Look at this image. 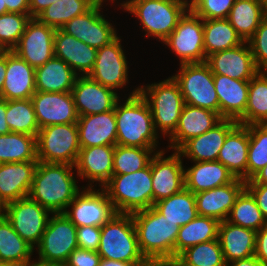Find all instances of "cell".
I'll return each mask as SVG.
<instances>
[{
    "instance_id": "44",
    "label": "cell",
    "mask_w": 267,
    "mask_h": 266,
    "mask_svg": "<svg viewBox=\"0 0 267 266\" xmlns=\"http://www.w3.org/2000/svg\"><path fill=\"white\" fill-rule=\"evenodd\" d=\"M176 258L182 266H226L218 239L191 246Z\"/></svg>"
},
{
    "instance_id": "43",
    "label": "cell",
    "mask_w": 267,
    "mask_h": 266,
    "mask_svg": "<svg viewBox=\"0 0 267 266\" xmlns=\"http://www.w3.org/2000/svg\"><path fill=\"white\" fill-rule=\"evenodd\" d=\"M226 221L256 232L267 224L255 198L246 188L237 197Z\"/></svg>"
},
{
    "instance_id": "48",
    "label": "cell",
    "mask_w": 267,
    "mask_h": 266,
    "mask_svg": "<svg viewBox=\"0 0 267 266\" xmlns=\"http://www.w3.org/2000/svg\"><path fill=\"white\" fill-rule=\"evenodd\" d=\"M236 0H189V9L202 18L225 19Z\"/></svg>"
},
{
    "instance_id": "16",
    "label": "cell",
    "mask_w": 267,
    "mask_h": 266,
    "mask_svg": "<svg viewBox=\"0 0 267 266\" xmlns=\"http://www.w3.org/2000/svg\"><path fill=\"white\" fill-rule=\"evenodd\" d=\"M164 154L157 150L151 158L153 205L185 188L182 156L177 150L166 158Z\"/></svg>"
},
{
    "instance_id": "61",
    "label": "cell",
    "mask_w": 267,
    "mask_h": 266,
    "mask_svg": "<svg viewBox=\"0 0 267 266\" xmlns=\"http://www.w3.org/2000/svg\"><path fill=\"white\" fill-rule=\"evenodd\" d=\"M246 184H267V164L260 169Z\"/></svg>"
},
{
    "instance_id": "50",
    "label": "cell",
    "mask_w": 267,
    "mask_h": 266,
    "mask_svg": "<svg viewBox=\"0 0 267 266\" xmlns=\"http://www.w3.org/2000/svg\"><path fill=\"white\" fill-rule=\"evenodd\" d=\"M76 237L78 248L97 252L100 245L101 228L97 226L77 227Z\"/></svg>"
},
{
    "instance_id": "17",
    "label": "cell",
    "mask_w": 267,
    "mask_h": 266,
    "mask_svg": "<svg viewBox=\"0 0 267 266\" xmlns=\"http://www.w3.org/2000/svg\"><path fill=\"white\" fill-rule=\"evenodd\" d=\"M117 36L108 45L97 49L95 64L89 77L111 89L122 88L128 82V64Z\"/></svg>"
},
{
    "instance_id": "7",
    "label": "cell",
    "mask_w": 267,
    "mask_h": 266,
    "mask_svg": "<svg viewBox=\"0 0 267 266\" xmlns=\"http://www.w3.org/2000/svg\"><path fill=\"white\" fill-rule=\"evenodd\" d=\"M139 93L148 103L152 113L154 129L171 135L179 121L185 105L178 83L173 77L151 85L138 86ZM149 97V98H148ZM168 133V134H167Z\"/></svg>"
},
{
    "instance_id": "49",
    "label": "cell",
    "mask_w": 267,
    "mask_h": 266,
    "mask_svg": "<svg viewBox=\"0 0 267 266\" xmlns=\"http://www.w3.org/2000/svg\"><path fill=\"white\" fill-rule=\"evenodd\" d=\"M257 68L267 69V17L265 16L254 35L247 41Z\"/></svg>"
},
{
    "instance_id": "32",
    "label": "cell",
    "mask_w": 267,
    "mask_h": 266,
    "mask_svg": "<svg viewBox=\"0 0 267 266\" xmlns=\"http://www.w3.org/2000/svg\"><path fill=\"white\" fill-rule=\"evenodd\" d=\"M235 176L219 161L195 162L184 169L185 188L196 194L231 183Z\"/></svg>"
},
{
    "instance_id": "40",
    "label": "cell",
    "mask_w": 267,
    "mask_h": 266,
    "mask_svg": "<svg viewBox=\"0 0 267 266\" xmlns=\"http://www.w3.org/2000/svg\"><path fill=\"white\" fill-rule=\"evenodd\" d=\"M35 250L13 229L6 217H0V261L31 263Z\"/></svg>"
},
{
    "instance_id": "54",
    "label": "cell",
    "mask_w": 267,
    "mask_h": 266,
    "mask_svg": "<svg viewBox=\"0 0 267 266\" xmlns=\"http://www.w3.org/2000/svg\"><path fill=\"white\" fill-rule=\"evenodd\" d=\"M7 11L19 14H30L29 0H4Z\"/></svg>"
},
{
    "instance_id": "15",
    "label": "cell",
    "mask_w": 267,
    "mask_h": 266,
    "mask_svg": "<svg viewBox=\"0 0 267 266\" xmlns=\"http://www.w3.org/2000/svg\"><path fill=\"white\" fill-rule=\"evenodd\" d=\"M55 31L37 18H31L12 51L36 69L54 56Z\"/></svg>"
},
{
    "instance_id": "13",
    "label": "cell",
    "mask_w": 267,
    "mask_h": 266,
    "mask_svg": "<svg viewBox=\"0 0 267 266\" xmlns=\"http://www.w3.org/2000/svg\"><path fill=\"white\" fill-rule=\"evenodd\" d=\"M50 213L27 196L7 203L5 217L20 237L34 248L42 239Z\"/></svg>"
},
{
    "instance_id": "33",
    "label": "cell",
    "mask_w": 267,
    "mask_h": 266,
    "mask_svg": "<svg viewBox=\"0 0 267 266\" xmlns=\"http://www.w3.org/2000/svg\"><path fill=\"white\" fill-rule=\"evenodd\" d=\"M78 75L60 58L53 56L35 69L36 91L72 92Z\"/></svg>"
},
{
    "instance_id": "27",
    "label": "cell",
    "mask_w": 267,
    "mask_h": 266,
    "mask_svg": "<svg viewBox=\"0 0 267 266\" xmlns=\"http://www.w3.org/2000/svg\"><path fill=\"white\" fill-rule=\"evenodd\" d=\"M77 128L81 148L116 145L115 108L104 113L79 116Z\"/></svg>"
},
{
    "instance_id": "64",
    "label": "cell",
    "mask_w": 267,
    "mask_h": 266,
    "mask_svg": "<svg viewBox=\"0 0 267 266\" xmlns=\"http://www.w3.org/2000/svg\"><path fill=\"white\" fill-rule=\"evenodd\" d=\"M6 4H4V0H0V15L7 13Z\"/></svg>"
},
{
    "instance_id": "38",
    "label": "cell",
    "mask_w": 267,
    "mask_h": 266,
    "mask_svg": "<svg viewBox=\"0 0 267 266\" xmlns=\"http://www.w3.org/2000/svg\"><path fill=\"white\" fill-rule=\"evenodd\" d=\"M267 123V74L259 71L249 80L248 101L240 125Z\"/></svg>"
},
{
    "instance_id": "11",
    "label": "cell",
    "mask_w": 267,
    "mask_h": 266,
    "mask_svg": "<svg viewBox=\"0 0 267 266\" xmlns=\"http://www.w3.org/2000/svg\"><path fill=\"white\" fill-rule=\"evenodd\" d=\"M89 184V188L79 192L69 203L68 208L72 206V210H65L64 214L76 227L97 226L101 228L118 212L103 188L101 191L99 189L95 191L92 184Z\"/></svg>"
},
{
    "instance_id": "8",
    "label": "cell",
    "mask_w": 267,
    "mask_h": 266,
    "mask_svg": "<svg viewBox=\"0 0 267 266\" xmlns=\"http://www.w3.org/2000/svg\"><path fill=\"white\" fill-rule=\"evenodd\" d=\"M36 147L38 161L74 166L81 149L77 123L41 128L36 137Z\"/></svg>"
},
{
    "instance_id": "66",
    "label": "cell",
    "mask_w": 267,
    "mask_h": 266,
    "mask_svg": "<svg viewBox=\"0 0 267 266\" xmlns=\"http://www.w3.org/2000/svg\"><path fill=\"white\" fill-rule=\"evenodd\" d=\"M265 16L267 17V1L265 2Z\"/></svg>"
},
{
    "instance_id": "6",
    "label": "cell",
    "mask_w": 267,
    "mask_h": 266,
    "mask_svg": "<svg viewBox=\"0 0 267 266\" xmlns=\"http://www.w3.org/2000/svg\"><path fill=\"white\" fill-rule=\"evenodd\" d=\"M97 253L104 259L146 262L141 253L132 214L118 213L101 227Z\"/></svg>"
},
{
    "instance_id": "21",
    "label": "cell",
    "mask_w": 267,
    "mask_h": 266,
    "mask_svg": "<svg viewBox=\"0 0 267 266\" xmlns=\"http://www.w3.org/2000/svg\"><path fill=\"white\" fill-rule=\"evenodd\" d=\"M237 125V121L222 119L212 129L186 141L177 151L194 162L217 161L226 136Z\"/></svg>"
},
{
    "instance_id": "57",
    "label": "cell",
    "mask_w": 267,
    "mask_h": 266,
    "mask_svg": "<svg viewBox=\"0 0 267 266\" xmlns=\"http://www.w3.org/2000/svg\"><path fill=\"white\" fill-rule=\"evenodd\" d=\"M6 100L0 99V135L11 133L6 121Z\"/></svg>"
},
{
    "instance_id": "45",
    "label": "cell",
    "mask_w": 267,
    "mask_h": 266,
    "mask_svg": "<svg viewBox=\"0 0 267 266\" xmlns=\"http://www.w3.org/2000/svg\"><path fill=\"white\" fill-rule=\"evenodd\" d=\"M154 150L156 148L115 145L113 174L133 173L145 168L150 163Z\"/></svg>"
},
{
    "instance_id": "46",
    "label": "cell",
    "mask_w": 267,
    "mask_h": 266,
    "mask_svg": "<svg viewBox=\"0 0 267 266\" xmlns=\"http://www.w3.org/2000/svg\"><path fill=\"white\" fill-rule=\"evenodd\" d=\"M247 180L267 164V124H250Z\"/></svg>"
},
{
    "instance_id": "51",
    "label": "cell",
    "mask_w": 267,
    "mask_h": 266,
    "mask_svg": "<svg viewBox=\"0 0 267 266\" xmlns=\"http://www.w3.org/2000/svg\"><path fill=\"white\" fill-rule=\"evenodd\" d=\"M101 259L96 251L77 248L70 253L63 266H99Z\"/></svg>"
},
{
    "instance_id": "12",
    "label": "cell",
    "mask_w": 267,
    "mask_h": 266,
    "mask_svg": "<svg viewBox=\"0 0 267 266\" xmlns=\"http://www.w3.org/2000/svg\"><path fill=\"white\" fill-rule=\"evenodd\" d=\"M203 19L190 9L164 43L180 57V64L206 62Z\"/></svg>"
},
{
    "instance_id": "10",
    "label": "cell",
    "mask_w": 267,
    "mask_h": 266,
    "mask_svg": "<svg viewBox=\"0 0 267 266\" xmlns=\"http://www.w3.org/2000/svg\"><path fill=\"white\" fill-rule=\"evenodd\" d=\"M46 230L37 246L39 260L36 263L63 266L70 253L78 248L77 227L64 213L52 214Z\"/></svg>"
},
{
    "instance_id": "42",
    "label": "cell",
    "mask_w": 267,
    "mask_h": 266,
    "mask_svg": "<svg viewBox=\"0 0 267 266\" xmlns=\"http://www.w3.org/2000/svg\"><path fill=\"white\" fill-rule=\"evenodd\" d=\"M5 117L11 132L37 137L40 128L31 98L6 100Z\"/></svg>"
},
{
    "instance_id": "3",
    "label": "cell",
    "mask_w": 267,
    "mask_h": 266,
    "mask_svg": "<svg viewBox=\"0 0 267 266\" xmlns=\"http://www.w3.org/2000/svg\"><path fill=\"white\" fill-rule=\"evenodd\" d=\"M132 219L140 251L146 259L175 258L178 224L166 219L153 206L133 213Z\"/></svg>"
},
{
    "instance_id": "23",
    "label": "cell",
    "mask_w": 267,
    "mask_h": 266,
    "mask_svg": "<svg viewBox=\"0 0 267 266\" xmlns=\"http://www.w3.org/2000/svg\"><path fill=\"white\" fill-rule=\"evenodd\" d=\"M213 79L219 100V115L222 119L238 122L245 114L249 80H236L221 74H213Z\"/></svg>"
},
{
    "instance_id": "26",
    "label": "cell",
    "mask_w": 267,
    "mask_h": 266,
    "mask_svg": "<svg viewBox=\"0 0 267 266\" xmlns=\"http://www.w3.org/2000/svg\"><path fill=\"white\" fill-rule=\"evenodd\" d=\"M2 99H30L36 92L35 68L13 51H7V68Z\"/></svg>"
},
{
    "instance_id": "56",
    "label": "cell",
    "mask_w": 267,
    "mask_h": 266,
    "mask_svg": "<svg viewBox=\"0 0 267 266\" xmlns=\"http://www.w3.org/2000/svg\"><path fill=\"white\" fill-rule=\"evenodd\" d=\"M143 266H182L177 258H149Z\"/></svg>"
},
{
    "instance_id": "1",
    "label": "cell",
    "mask_w": 267,
    "mask_h": 266,
    "mask_svg": "<svg viewBox=\"0 0 267 266\" xmlns=\"http://www.w3.org/2000/svg\"><path fill=\"white\" fill-rule=\"evenodd\" d=\"M72 165L38 161L29 197L51 214L64 213L79 193Z\"/></svg>"
},
{
    "instance_id": "36",
    "label": "cell",
    "mask_w": 267,
    "mask_h": 266,
    "mask_svg": "<svg viewBox=\"0 0 267 266\" xmlns=\"http://www.w3.org/2000/svg\"><path fill=\"white\" fill-rule=\"evenodd\" d=\"M203 31L206 57L244 42L227 18L203 20Z\"/></svg>"
},
{
    "instance_id": "29",
    "label": "cell",
    "mask_w": 267,
    "mask_h": 266,
    "mask_svg": "<svg viewBox=\"0 0 267 266\" xmlns=\"http://www.w3.org/2000/svg\"><path fill=\"white\" fill-rule=\"evenodd\" d=\"M38 161L0 164V197L10 203L27 197Z\"/></svg>"
},
{
    "instance_id": "37",
    "label": "cell",
    "mask_w": 267,
    "mask_h": 266,
    "mask_svg": "<svg viewBox=\"0 0 267 266\" xmlns=\"http://www.w3.org/2000/svg\"><path fill=\"white\" fill-rule=\"evenodd\" d=\"M153 207L179 227L188 224L198 216L195 194L186 188L154 203Z\"/></svg>"
},
{
    "instance_id": "47",
    "label": "cell",
    "mask_w": 267,
    "mask_h": 266,
    "mask_svg": "<svg viewBox=\"0 0 267 266\" xmlns=\"http://www.w3.org/2000/svg\"><path fill=\"white\" fill-rule=\"evenodd\" d=\"M30 14L7 12L0 15V51H12L25 32Z\"/></svg>"
},
{
    "instance_id": "39",
    "label": "cell",
    "mask_w": 267,
    "mask_h": 266,
    "mask_svg": "<svg viewBox=\"0 0 267 266\" xmlns=\"http://www.w3.org/2000/svg\"><path fill=\"white\" fill-rule=\"evenodd\" d=\"M37 160L36 136L21 133L0 135V164Z\"/></svg>"
},
{
    "instance_id": "19",
    "label": "cell",
    "mask_w": 267,
    "mask_h": 266,
    "mask_svg": "<svg viewBox=\"0 0 267 266\" xmlns=\"http://www.w3.org/2000/svg\"><path fill=\"white\" fill-rule=\"evenodd\" d=\"M72 95L79 116L113 110L117 101H120L115 90L82 74L75 80Z\"/></svg>"
},
{
    "instance_id": "18",
    "label": "cell",
    "mask_w": 267,
    "mask_h": 266,
    "mask_svg": "<svg viewBox=\"0 0 267 266\" xmlns=\"http://www.w3.org/2000/svg\"><path fill=\"white\" fill-rule=\"evenodd\" d=\"M31 100L39 128L49 125L77 123V113L72 92L36 91Z\"/></svg>"
},
{
    "instance_id": "59",
    "label": "cell",
    "mask_w": 267,
    "mask_h": 266,
    "mask_svg": "<svg viewBox=\"0 0 267 266\" xmlns=\"http://www.w3.org/2000/svg\"><path fill=\"white\" fill-rule=\"evenodd\" d=\"M7 51H0V99L2 98L3 83L6 76Z\"/></svg>"
},
{
    "instance_id": "24",
    "label": "cell",
    "mask_w": 267,
    "mask_h": 266,
    "mask_svg": "<svg viewBox=\"0 0 267 266\" xmlns=\"http://www.w3.org/2000/svg\"><path fill=\"white\" fill-rule=\"evenodd\" d=\"M221 120L214 111L185 104L175 131L168 136L169 148L178 150L186 141L212 129Z\"/></svg>"
},
{
    "instance_id": "9",
    "label": "cell",
    "mask_w": 267,
    "mask_h": 266,
    "mask_svg": "<svg viewBox=\"0 0 267 266\" xmlns=\"http://www.w3.org/2000/svg\"><path fill=\"white\" fill-rule=\"evenodd\" d=\"M179 70L172 77L179 85L185 104L219 114V100L209 65L206 62L185 63Z\"/></svg>"
},
{
    "instance_id": "58",
    "label": "cell",
    "mask_w": 267,
    "mask_h": 266,
    "mask_svg": "<svg viewBox=\"0 0 267 266\" xmlns=\"http://www.w3.org/2000/svg\"><path fill=\"white\" fill-rule=\"evenodd\" d=\"M226 266H263V265L255 256H250L248 258L234 260L232 262L226 263Z\"/></svg>"
},
{
    "instance_id": "20",
    "label": "cell",
    "mask_w": 267,
    "mask_h": 266,
    "mask_svg": "<svg viewBox=\"0 0 267 266\" xmlns=\"http://www.w3.org/2000/svg\"><path fill=\"white\" fill-rule=\"evenodd\" d=\"M242 44L209 55L206 63L213 74H221L236 80H250L260 70L257 68L249 44Z\"/></svg>"
},
{
    "instance_id": "2",
    "label": "cell",
    "mask_w": 267,
    "mask_h": 266,
    "mask_svg": "<svg viewBox=\"0 0 267 266\" xmlns=\"http://www.w3.org/2000/svg\"><path fill=\"white\" fill-rule=\"evenodd\" d=\"M123 105H115L117 129L116 145L156 148L158 132L155 131L148 103L139 93L132 91Z\"/></svg>"
},
{
    "instance_id": "63",
    "label": "cell",
    "mask_w": 267,
    "mask_h": 266,
    "mask_svg": "<svg viewBox=\"0 0 267 266\" xmlns=\"http://www.w3.org/2000/svg\"><path fill=\"white\" fill-rule=\"evenodd\" d=\"M6 206L7 204L4 202V200L0 197V217L5 216L6 212Z\"/></svg>"
},
{
    "instance_id": "4",
    "label": "cell",
    "mask_w": 267,
    "mask_h": 266,
    "mask_svg": "<svg viewBox=\"0 0 267 266\" xmlns=\"http://www.w3.org/2000/svg\"><path fill=\"white\" fill-rule=\"evenodd\" d=\"M103 189L118 213L133 214L152 207L151 161L136 172L113 174Z\"/></svg>"
},
{
    "instance_id": "41",
    "label": "cell",
    "mask_w": 267,
    "mask_h": 266,
    "mask_svg": "<svg viewBox=\"0 0 267 266\" xmlns=\"http://www.w3.org/2000/svg\"><path fill=\"white\" fill-rule=\"evenodd\" d=\"M98 0H58L36 18L43 24L60 29L68 21L87 12Z\"/></svg>"
},
{
    "instance_id": "60",
    "label": "cell",
    "mask_w": 267,
    "mask_h": 266,
    "mask_svg": "<svg viewBox=\"0 0 267 266\" xmlns=\"http://www.w3.org/2000/svg\"><path fill=\"white\" fill-rule=\"evenodd\" d=\"M145 262H124L102 258L99 266H143Z\"/></svg>"
},
{
    "instance_id": "25",
    "label": "cell",
    "mask_w": 267,
    "mask_h": 266,
    "mask_svg": "<svg viewBox=\"0 0 267 266\" xmlns=\"http://www.w3.org/2000/svg\"><path fill=\"white\" fill-rule=\"evenodd\" d=\"M115 145L81 148L74 167L81 178L99 182L102 188L113 175V157Z\"/></svg>"
},
{
    "instance_id": "35",
    "label": "cell",
    "mask_w": 267,
    "mask_h": 266,
    "mask_svg": "<svg viewBox=\"0 0 267 266\" xmlns=\"http://www.w3.org/2000/svg\"><path fill=\"white\" fill-rule=\"evenodd\" d=\"M219 223L215 218L198 215L181 226L175 243V258L191 246L218 239Z\"/></svg>"
},
{
    "instance_id": "62",
    "label": "cell",
    "mask_w": 267,
    "mask_h": 266,
    "mask_svg": "<svg viewBox=\"0 0 267 266\" xmlns=\"http://www.w3.org/2000/svg\"><path fill=\"white\" fill-rule=\"evenodd\" d=\"M31 263H15V262H6L0 261V266H29Z\"/></svg>"
},
{
    "instance_id": "55",
    "label": "cell",
    "mask_w": 267,
    "mask_h": 266,
    "mask_svg": "<svg viewBox=\"0 0 267 266\" xmlns=\"http://www.w3.org/2000/svg\"><path fill=\"white\" fill-rule=\"evenodd\" d=\"M58 0H29L30 16L36 18L44 9Z\"/></svg>"
},
{
    "instance_id": "65",
    "label": "cell",
    "mask_w": 267,
    "mask_h": 266,
    "mask_svg": "<svg viewBox=\"0 0 267 266\" xmlns=\"http://www.w3.org/2000/svg\"><path fill=\"white\" fill-rule=\"evenodd\" d=\"M29 266H50V265H42V264H39V263H36V261L32 262Z\"/></svg>"
},
{
    "instance_id": "14",
    "label": "cell",
    "mask_w": 267,
    "mask_h": 266,
    "mask_svg": "<svg viewBox=\"0 0 267 266\" xmlns=\"http://www.w3.org/2000/svg\"><path fill=\"white\" fill-rule=\"evenodd\" d=\"M103 1L98 0L87 12L74 17L60 29L90 47L99 49L108 45L117 33L100 13Z\"/></svg>"
},
{
    "instance_id": "31",
    "label": "cell",
    "mask_w": 267,
    "mask_h": 266,
    "mask_svg": "<svg viewBox=\"0 0 267 266\" xmlns=\"http://www.w3.org/2000/svg\"><path fill=\"white\" fill-rule=\"evenodd\" d=\"M218 240L226 263L254 256L256 231L221 221Z\"/></svg>"
},
{
    "instance_id": "34",
    "label": "cell",
    "mask_w": 267,
    "mask_h": 266,
    "mask_svg": "<svg viewBox=\"0 0 267 266\" xmlns=\"http://www.w3.org/2000/svg\"><path fill=\"white\" fill-rule=\"evenodd\" d=\"M265 17L262 0H236L227 17L241 39L247 42Z\"/></svg>"
},
{
    "instance_id": "22",
    "label": "cell",
    "mask_w": 267,
    "mask_h": 266,
    "mask_svg": "<svg viewBox=\"0 0 267 266\" xmlns=\"http://www.w3.org/2000/svg\"><path fill=\"white\" fill-rule=\"evenodd\" d=\"M246 188V181L235 178L231 183L195 194L199 216L225 221L237 197Z\"/></svg>"
},
{
    "instance_id": "5",
    "label": "cell",
    "mask_w": 267,
    "mask_h": 266,
    "mask_svg": "<svg viewBox=\"0 0 267 266\" xmlns=\"http://www.w3.org/2000/svg\"><path fill=\"white\" fill-rule=\"evenodd\" d=\"M139 18L143 30L164 42L189 10L186 0H127L121 4Z\"/></svg>"
},
{
    "instance_id": "28",
    "label": "cell",
    "mask_w": 267,
    "mask_h": 266,
    "mask_svg": "<svg viewBox=\"0 0 267 266\" xmlns=\"http://www.w3.org/2000/svg\"><path fill=\"white\" fill-rule=\"evenodd\" d=\"M97 49L75 37L56 29L54 36V56L67 63L78 75L88 76L93 70ZM77 71H79L77 73Z\"/></svg>"
},
{
    "instance_id": "30",
    "label": "cell",
    "mask_w": 267,
    "mask_h": 266,
    "mask_svg": "<svg viewBox=\"0 0 267 266\" xmlns=\"http://www.w3.org/2000/svg\"><path fill=\"white\" fill-rule=\"evenodd\" d=\"M249 129L238 124L227 136L218 159L235 176L247 181Z\"/></svg>"
},
{
    "instance_id": "53",
    "label": "cell",
    "mask_w": 267,
    "mask_h": 266,
    "mask_svg": "<svg viewBox=\"0 0 267 266\" xmlns=\"http://www.w3.org/2000/svg\"><path fill=\"white\" fill-rule=\"evenodd\" d=\"M254 256L263 266H267V224L256 232Z\"/></svg>"
},
{
    "instance_id": "52",
    "label": "cell",
    "mask_w": 267,
    "mask_h": 266,
    "mask_svg": "<svg viewBox=\"0 0 267 266\" xmlns=\"http://www.w3.org/2000/svg\"><path fill=\"white\" fill-rule=\"evenodd\" d=\"M246 189L255 198L258 208L267 221V184H246Z\"/></svg>"
}]
</instances>
